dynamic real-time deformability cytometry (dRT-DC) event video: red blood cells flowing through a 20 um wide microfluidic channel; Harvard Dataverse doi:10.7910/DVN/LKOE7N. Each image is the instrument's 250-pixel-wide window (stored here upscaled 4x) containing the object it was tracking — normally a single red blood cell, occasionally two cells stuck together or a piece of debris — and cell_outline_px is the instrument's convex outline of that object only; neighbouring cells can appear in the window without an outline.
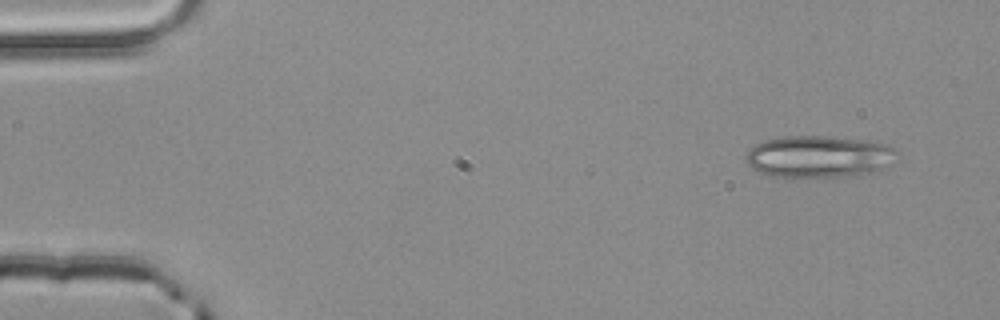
{"species": "common noctule bat (a hibernating species)", "species_latin": "Nyctalus noctula", "temperature_condition": "room temperature", "stored_images_in_passage": 3, "camera_frame_rate_fps": 3000, "um_per_image_px": 0.085, "animal": {"sex": "male", "body_mass_g": 20.4}, "frame": {"image": 1, "passage_image": 1, "time_ms": 0.0, "image_size_px": [1000, 320], "cell_outline_px": [[900, 152], [892, 164], [888, 168], [868, 172], [844, 176], [772, 176], [760, 172], [752, 168], [748, 164], [748, 148], [764, 140], [784, 136], [824, 136], [868, 140], [888, 144], [896, 148]], "centroid_in_image_um": [69.68, 13.28], "position_along_channel_um": 15.3, "area_um2": 36.88}}